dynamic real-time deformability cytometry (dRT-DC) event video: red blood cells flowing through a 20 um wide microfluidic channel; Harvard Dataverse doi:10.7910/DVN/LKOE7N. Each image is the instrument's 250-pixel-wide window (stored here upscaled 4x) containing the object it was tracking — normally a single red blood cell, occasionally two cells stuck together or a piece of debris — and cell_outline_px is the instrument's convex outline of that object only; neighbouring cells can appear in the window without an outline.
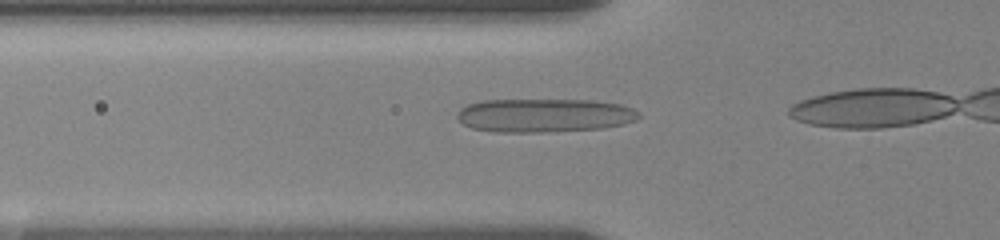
{"species": "human", "species_latin": "Homo sapiens", "temperature_condition": "room temperature", "stored_images_in_passage": 8, "camera_frame_rate_fps": 3000, "um_per_image_px": 0.085, "donor": {"sex": "female"}, "frame": {"image": 1, "passage_image": 5, "time_ms": 0.667, "image_size_px": [1000, 240], "cell_outline_px": [[640, 116], [636, 120], [624, 124], [604, 128], [544, 132], [492, 132], [472, 128], [464, 124], [456, 116], [460, 108], [468, 104], [484, 100], [588, 100], [620, 104], [632, 108], [640, 112]], "centroid_in_image_um": [46.27, 9.81], "position_along_channel_um": 79.5, "area_um2": 35.72}}